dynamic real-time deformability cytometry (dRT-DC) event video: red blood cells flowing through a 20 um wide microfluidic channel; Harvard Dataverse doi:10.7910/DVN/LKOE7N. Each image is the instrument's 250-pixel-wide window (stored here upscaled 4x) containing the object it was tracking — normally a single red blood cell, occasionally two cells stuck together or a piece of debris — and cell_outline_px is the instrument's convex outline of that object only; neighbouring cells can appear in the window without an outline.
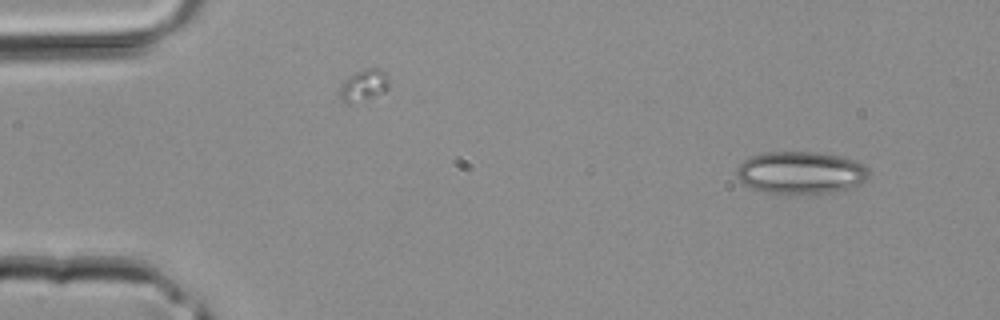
{"species": "common noctule bat (a hibernating species)", "species_latin": "Nyctalus noctula", "temperature_condition": "room temperature", "stored_images_in_passage": 41, "camera_frame_rate_fps": 3000, "um_per_image_px": 0.085, "animal": {"sex": "male", "body_mass_g": 20.4}, "frame": {"image": 1, "passage_image": 3, "time_ms": 0.667, "image_size_px": [1000, 320], "cell_outline_px": [[872, 172], [864, 180], [848, 188], [828, 192], [764, 192], [752, 188], [744, 184], [736, 176], [736, 168], [748, 156], [764, 152], [820, 152], [840, 156], [856, 160], [864, 164]], "centroid_in_image_um": [68.05, 14.63], "position_along_channel_um": 17.0, "area_um2": 32.37}}
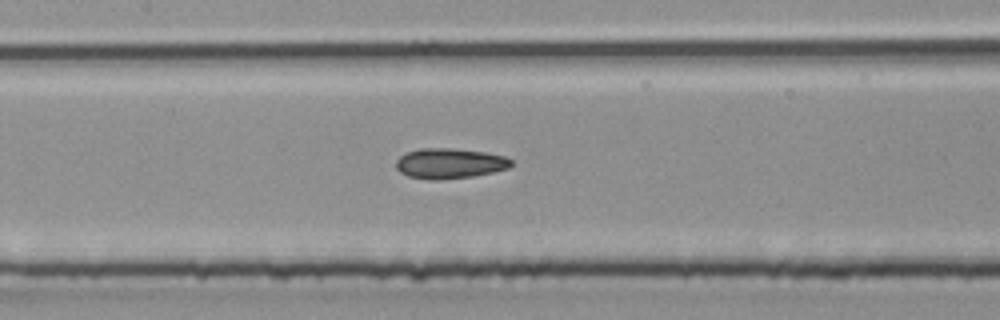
{"frame": {"image": 2, "passage_image": 19, "time_ms": 6.0, "image_size_px": [1000, 320], "cell_outline_px": [[512, 164], [508, 168], [492, 172], [472, 176], [436, 180], [428, 180], [408, 176], [400, 172], [396, 168], [396, 160], [404, 152], [420, 148], [452, 148], [484, 152], [504, 156], [512, 160]], "centroid_in_image_um": [38.17, 13.88], "position_along_channel_um": 169.2, "area_um2": 20.35}}
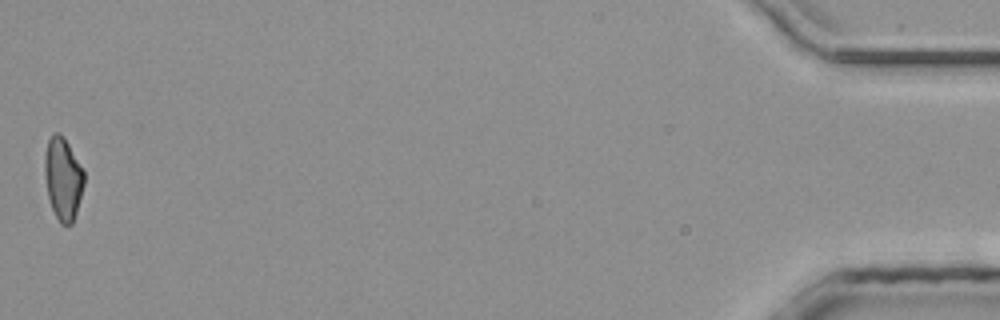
{"frame": {"image": 3, "passage_image": 41, "time_ms": 13.333, "image_size_px": [1000, 320], "cell_outline_px": [[84, 184], [76, 212], [72, 224], [60, 224], [52, 208], [48, 196], [44, 176], [44, 156], [48, 140], [52, 132], [60, 132], [64, 136], [84, 168]], "centroid_in_image_um": [5.35, 15.12], "position_along_channel_um": 429.8, "area_um2": 19.19}}